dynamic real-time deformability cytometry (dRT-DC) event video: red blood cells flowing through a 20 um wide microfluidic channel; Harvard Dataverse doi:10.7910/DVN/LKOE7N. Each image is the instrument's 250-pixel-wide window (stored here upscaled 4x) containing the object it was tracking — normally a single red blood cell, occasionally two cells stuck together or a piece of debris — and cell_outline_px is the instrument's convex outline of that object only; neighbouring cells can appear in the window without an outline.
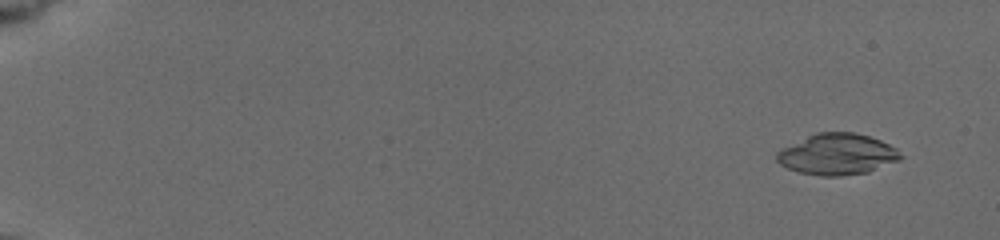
{"species": "common noctule bat (a hibernating species)", "species_latin": "Nyctalus noctula", "temperature_condition": "cold", "stored_images_in_passage": 31, "camera_frame_rate_fps": 3000, "um_per_image_px": 0.085, "animal": {"sex": "female", "body_mass_g": 19.5, "forearm_length_mm": 54.1}, "frame": {"image": 1, "passage_image": 6, "time_ms": 1.333, "image_size_px": [1000, 240], "cell_outline_px": [[904, 156], [900, 160], [868, 172], [840, 176], [820, 176], [796, 172], [780, 164], [776, 160], [776, 152], [816, 132], [856, 132], [880, 140], [896, 148]], "centroid_in_image_um": [71.18, 13.12], "position_along_channel_um": 13.8, "area_um2": 29.65}}
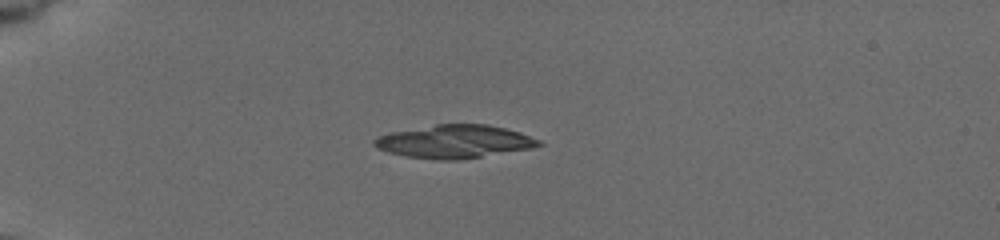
{"frame": {"image": 2, "passage_image": 21, "time_ms": 5.667, "image_size_px": [1000, 240], "cell_outline_px": [[544, 144], [532, 148], [456, 160], [436, 160], [404, 156], [388, 152], [376, 148], [372, 144], [372, 140], [376, 136], [392, 132], [436, 124], [488, 124], [520, 132], [540, 140]], "centroid_in_image_um": [38.59, 12.03], "position_along_channel_um": 46.4, "area_um2": 31.79}}